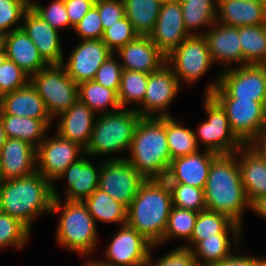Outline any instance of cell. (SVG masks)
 Segmentation results:
<instances>
[{
	"mask_svg": "<svg viewBox=\"0 0 266 266\" xmlns=\"http://www.w3.org/2000/svg\"><path fill=\"white\" fill-rule=\"evenodd\" d=\"M206 210L227 215L242 227L245 209H250L237 160V151L218 154L212 161L204 187Z\"/></svg>",
	"mask_w": 266,
	"mask_h": 266,
	"instance_id": "1",
	"label": "cell"
},
{
	"mask_svg": "<svg viewBox=\"0 0 266 266\" xmlns=\"http://www.w3.org/2000/svg\"><path fill=\"white\" fill-rule=\"evenodd\" d=\"M172 196L165 179H146L127 207L126 224L154 247L161 244L172 209Z\"/></svg>",
	"mask_w": 266,
	"mask_h": 266,
	"instance_id": "2",
	"label": "cell"
},
{
	"mask_svg": "<svg viewBox=\"0 0 266 266\" xmlns=\"http://www.w3.org/2000/svg\"><path fill=\"white\" fill-rule=\"evenodd\" d=\"M53 184L41 173L0 181V211L19 219L31 230L38 215L51 213Z\"/></svg>",
	"mask_w": 266,
	"mask_h": 266,
	"instance_id": "3",
	"label": "cell"
},
{
	"mask_svg": "<svg viewBox=\"0 0 266 266\" xmlns=\"http://www.w3.org/2000/svg\"><path fill=\"white\" fill-rule=\"evenodd\" d=\"M125 158L145 179H164L171 156L167 143L166 117H141Z\"/></svg>",
	"mask_w": 266,
	"mask_h": 266,
	"instance_id": "4",
	"label": "cell"
},
{
	"mask_svg": "<svg viewBox=\"0 0 266 266\" xmlns=\"http://www.w3.org/2000/svg\"><path fill=\"white\" fill-rule=\"evenodd\" d=\"M52 213H62L56 232V241L81 256L94 252L97 241L96 222L81 201H60L53 186ZM62 203V205H61ZM62 209V211H61Z\"/></svg>",
	"mask_w": 266,
	"mask_h": 266,
	"instance_id": "5",
	"label": "cell"
},
{
	"mask_svg": "<svg viewBox=\"0 0 266 266\" xmlns=\"http://www.w3.org/2000/svg\"><path fill=\"white\" fill-rule=\"evenodd\" d=\"M140 114L134 108L99 114L85 156L108 155L129 150Z\"/></svg>",
	"mask_w": 266,
	"mask_h": 266,
	"instance_id": "6",
	"label": "cell"
},
{
	"mask_svg": "<svg viewBox=\"0 0 266 266\" xmlns=\"http://www.w3.org/2000/svg\"><path fill=\"white\" fill-rule=\"evenodd\" d=\"M205 95L213 98L264 101L266 95V65L248 64L222 70L217 80L210 82Z\"/></svg>",
	"mask_w": 266,
	"mask_h": 266,
	"instance_id": "7",
	"label": "cell"
},
{
	"mask_svg": "<svg viewBox=\"0 0 266 266\" xmlns=\"http://www.w3.org/2000/svg\"><path fill=\"white\" fill-rule=\"evenodd\" d=\"M51 118L67 111L78 100V84L62 64H49L30 77Z\"/></svg>",
	"mask_w": 266,
	"mask_h": 266,
	"instance_id": "8",
	"label": "cell"
},
{
	"mask_svg": "<svg viewBox=\"0 0 266 266\" xmlns=\"http://www.w3.org/2000/svg\"><path fill=\"white\" fill-rule=\"evenodd\" d=\"M204 98L208 118L198 126V134L195 132L197 142L200 140L205 150L216 154L235 153L243 143L231 130L226 112L211 95Z\"/></svg>",
	"mask_w": 266,
	"mask_h": 266,
	"instance_id": "9",
	"label": "cell"
},
{
	"mask_svg": "<svg viewBox=\"0 0 266 266\" xmlns=\"http://www.w3.org/2000/svg\"><path fill=\"white\" fill-rule=\"evenodd\" d=\"M166 63L172 68L179 83L185 81L189 84L206 74L214 64L203 35L186 38L166 56Z\"/></svg>",
	"mask_w": 266,
	"mask_h": 266,
	"instance_id": "10",
	"label": "cell"
},
{
	"mask_svg": "<svg viewBox=\"0 0 266 266\" xmlns=\"http://www.w3.org/2000/svg\"><path fill=\"white\" fill-rule=\"evenodd\" d=\"M145 180L125 158L111 157L101 163L98 188L128 207Z\"/></svg>",
	"mask_w": 266,
	"mask_h": 266,
	"instance_id": "11",
	"label": "cell"
},
{
	"mask_svg": "<svg viewBox=\"0 0 266 266\" xmlns=\"http://www.w3.org/2000/svg\"><path fill=\"white\" fill-rule=\"evenodd\" d=\"M82 156H79L81 155ZM85 154V148L80 144L64 139L57 133L48 135L37 147V172L41 173L51 183L74 162Z\"/></svg>",
	"mask_w": 266,
	"mask_h": 266,
	"instance_id": "12",
	"label": "cell"
},
{
	"mask_svg": "<svg viewBox=\"0 0 266 266\" xmlns=\"http://www.w3.org/2000/svg\"><path fill=\"white\" fill-rule=\"evenodd\" d=\"M172 68L165 63L160 69L148 74L143 103L134 108L141 117H170L168 107L181 88Z\"/></svg>",
	"mask_w": 266,
	"mask_h": 266,
	"instance_id": "13",
	"label": "cell"
},
{
	"mask_svg": "<svg viewBox=\"0 0 266 266\" xmlns=\"http://www.w3.org/2000/svg\"><path fill=\"white\" fill-rule=\"evenodd\" d=\"M154 246L134 228L120 226L115 237L105 249V263L115 266H146Z\"/></svg>",
	"mask_w": 266,
	"mask_h": 266,
	"instance_id": "14",
	"label": "cell"
},
{
	"mask_svg": "<svg viewBox=\"0 0 266 266\" xmlns=\"http://www.w3.org/2000/svg\"><path fill=\"white\" fill-rule=\"evenodd\" d=\"M214 99L226 112L231 130L243 144L266 127V117L263 112L264 101L237 100L236 98Z\"/></svg>",
	"mask_w": 266,
	"mask_h": 266,
	"instance_id": "15",
	"label": "cell"
},
{
	"mask_svg": "<svg viewBox=\"0 0 266 266\" xmlns=\"http://www.w3.org/2000/svg\"><path fill=\"white\" fill-rule=\"evenodd\" d=\"M113 53L102 39L82 40L63 62L67 74L77 83L94 79L98 68Z\"/></svg>",
	"mask_w": 266,
	"mask_h": 266,
	"instance_id": "16",
	"label": "cell"
},
{
	"mask_svg": "<svg viewBox=\"0 0 266 266\" xmlns=\"http://www.w3.org/2000/svg\"><path fill=\"white\" fill-rule=\"evenodd\" d=\"M190 36L184 26L180 1L161 4L157 23L149 34L153 43L168 56Z\"/></svg>",
	"mask_w": 266,
	"mask_h": 266,
	"instance_id": "17",
	"label": "cell"
},
{
	"mask_svg": "<svg viewBox=\"0 0 266 266\" xmlns=\"http://www.w3.org/2000/svg\"><path fill=\"white\" fill-rule=\"evenodd\" d=\"M37 148L30 143L7 138L0 153V181L29 176L37 171Z\"/></svg>",
	"mask_w": 266,
	"mask_h": 266,
	"instance_id": "18",
	"label": "cell"
},
{
	"mask_svg": "<svg viewBox=\"0 0 266 266\" xmlns=\"http://www.w3.org/2000/svg\"><path fill=\"white\" fill-rule=\"evenodd\" d=\"M207 42L208 50L213 63L217 61L225 63L224 69L232 68L231 62L248 65L243 60V52L238 35V27L228 26L215 22L210 30L200 32Z\"/></svg>",
	"mask_w": 266,
	"mask_h": 266,
	"instance_id": "19",
	"label": "cell"
},
{
	"mask_svg": "<svg viewBox=\"0 0 266 266\" xmlns=\"http://www.w3.org/2000/svg\"><path fill=\"white\" fill-rule=\"evenodd\" d=\"M123 61V70L150 74L166 63V55L153 43L149 36H138L117 51Z\"/></svg>",
	"mask_w": 266,
	"mask_h": 266,
	"instance_id": "20",
	"label": "cell"
},
{
	"mask_svg": "<svg viewBox=\"0 0 266 266\" xmlns=\"http://www.w3.org/2000/svg\"><path fill=\"white\" fill-rule=\"evenodd\" d=\"M21 28L33 41L42 58L48 64H62L63 53L58 30L29 8L23 17Z\"/></svg>",
	"mask_w": 266,
	"mask_h": 266,
	"instance_id": "21",
	"label": "cell"
},
{
	"mask_svg": "<svg viewBox=\"0 0 266 266\" xmlns=\"http://www.w3.org/2000/svg\"><path fill=\"white\" fill-rule=\"evenodd\" d=\"M218 154L204 150L171 160L164 178L168 183H182L204 189L213 159Z\"/></svg>",
	"mask_w": 266,
	"mask_h": 266,
	"instance_id": "22",
	"label": "cell"
},
{
	"mask_svg": "<svg viewBox=\"0 0 266 266\" xmlns=\"http://www.w3.org/2000/svg\"><path fill=\"white\" fill-rule=\"evenodd\" d=\"M0 42L6 58L16 63L30 77L49 65L22 28L2 35Z\"/></svg>",
	"mask_w": 266,
	"mask_h": 266,
	"instance_id": "23",
	"label": "cell"
},
{
	"mask_svg": "<svg viewBox=\"0 0 266 266\" xmlns=\"http://www.w3.org/2000/svg\"><path fill=\"white\" fill-rule=\"evenodd\" d=\"M94 113L78 99L67 111L58 115L61 120H59L56 133L86 149L90 143L96 120Z\"/></svg>",
	"mask_w": 266,
	"mask_h": 266,
	"instance_id": "24",
	"label": "cell"
},
{
	"mask_svg": "<svg viewBox=\"0 0 266 266\" xmlns=\"http://www.w3.org/2000/svg\"><path fill=\"white\" fill-rule=\"evenodd\" d=\"M216 22L224 25L256 26L266 24V2L217 0Z\"/></svg>",
	"mask_w": 266,
	"mask_h": 266,
	"instance_id": "25",
	"label": "cell"
},
{
	"mask_svg": "<svg viewBox=\"0 0 266 266\" xmlns=\"http://www.w3.org/2000/svg\"><path fill=\"white\" fill-rule=\"evenodd\" d=\"M237 156L243 188L251 205L266 195V161L246 144L237 150Z\"/></svg>",
	"mask_w": 266,
	"mask_h": 266,
	"instance_id": "26",
	"label": "cell"
},
{
	"mask_svg": "<svg viewBox=\"0 0 266 266\" xmlns=\"http://www.w3.org/2000/svg\"><path fill=\"white\" fill-rule=\"evenodd\" d=\"M0 114L52 119L43 99L30 82L26 86L0 97Z\"/></svg>",
	"mask_w": 266,
	"mask_h": 266,
	"instance_id": "27",
	"label": "cell"
},
{
	"mask_svg": "<svg viewBox=\"0 0 266 266\" xmlns=\"http://www.w3.org/2000/svg\"><path fill=\"white\" fill-rule=\"evenodd\" d=\"M100 169L101 165L96 168L84 156L72 163L57 179L66 176L68 187L65 200L83 202L88 198L99 186Z\"/></svg>",
	"mask_w": 266,
	"mask_h": 266,
	"instance_id": "28",
	"label": "cell"
},
{
	"mask_svg": "<svg viewBox=\"0 0 266 266\" xmlns=\"http://www.w3.org/2000/svg\"><path fill=\"white\" fill-rule=\"evenodd\" d=\"M6 138H17L38 147L45 139L50 127L51 119H35L0 114ZM36 143V144H35Z\"/></svg>",
	"mask_w": 266,
	"mask_h": 266,
	"instance_id": "29",
	"label": "cell"
},
{
	"mask_svg": "<svg viewBox=\"0 0 266 266\" xmlns=\"http://www.w3.org/2000/svg\"><path fill=\"white\" fill-rule=\"evenodd\" d=\"M242 229L238 223H235L227 215L204 210L198 212L191 239L188 241L190 245L184 243L181 246L192 249L201 240L216 237V234L220 233H242Z\"/></svg>",
	"mask_w": 266,
	"mask_h": 266,
	"instance_id": "30",
	"label": "cell"
},
{
	"mask_svg": "<svg viewBox=\"0 0 266 266\" xmlns=\"http://www.w3.org/2000/svg\"><path fill=\"white\" fill-rule=\"evenodd\" d=\"M241 234L242 233L216 234V237H210L199 241L191 251L199 266H212L231 254L232 241H234V244H236L235 246H237L240 242ZM229 236H232L235 240L231 239Z\"/></svg>",
	"mask_w": 266,
	"mask_h": 266,
	"instance_id": "31",
	"label": "cell"
},
{
	"mask_svg": "<svg viewBox=\"0 0 266 266\" xmlns=\"http://www.w3.org/2000/svg\"><path fill=\"white\" fill-rule=\"evenodd\" d=\"M83 203L95 222H117L121 226L127 222V207L100 188H97Z\"/></svg>",
	"mask_w": 266,
	"mask_h": 266,
	"instance_id": "32",
	"label": "cell"
},
{
	"mask_svg": "<svg viewBox=\"0 0 266 266\" xmlns=\"http://www.w3.org/2000/svg\"><path fill=\"white\" fill-rule=\"evenodd\" d=\"M125 16L140 36H149L157 23L161 3L158 0H123Z\"/></svg>",
	"mask_w": 266,
	"mask_h": 266,
	"instance_id": "33",
	"label": "cell"
},
{
	"mask_svg": "<svg viewBox=\"0 0 266 266\" xmlns=\"http://www.w3.org/2000/svg\"><path fill=\"white\" fill-rule=\"evenodd\" d=\"M78 99L85 103L93 112L99 114L111 113L121 109L118 94L114 90L96 83L94 80L78 84ZM110 106L111 108L108 109Z\"/></svg>",
	"mask_w": 266,
	"mask_h": 266,
	"instance_id": "34",
	"label": "cell"
},
{
	"mask_svg": "<svg viewBox=\"0 0 266 266\" xmlns=\"http://www.w3.org/2000/svg\"><path fill=\"white\" fill-rule=\"evenodd\" d=\"M179 1L182 6L185 29L191 36L201 35L199 32H194L195 29L201 28L203 26L209 28L216 22L217 7L215 5H217V0Z\"/></svg>",
	"mask_w": 266,
	"mask_h": 266,
	"instance_id": "35",
	"label": "cell"
},
{
	"mask_svg": "<svg viewBox=\"0 0 266 266\" xmlns=\"http://www.w3.org/2000/svg\"><path fill=\"white\" fill-rule=\"evenodd\" d=\"M238 35L247 64L266 65V24L239 26Z\"/></svg>",
	"mask_w": 266,
	"mask_h": 266,
	"instance_id": "36",
	"label": "cell"
},
{
	"mask_svg": "<svg viewBox=\"0 0 266 266\" xmlns=\"http://www.w3.org/2000/svg\"><path fill=\"white\" fill-rule=\"evenodd\" d=\"M166 135L171 160L199 152L195 131L184 127L172 116L166 117Z\"/></svg>",
	"mask_w": 266,
	"mask_h": 266,
	"instance_id": "37",
	"label": "cell"
},
{
	"mask_svg": "<svg viewBox=\"0 0 266 266\" xmlns=\"http://www.w3.org/2000/svg\"><path fill=\"white\" fill-rule=\"evenodd\" d=\"M148 74L138 71L123 70L121 74V85L118 92V101L121 108L126 104L137 103L141 105L144 101Z\"/></svg>",
	"mask_w": 266,
	"mask_h": 266,
	"instance_id": "38",
	"label": "cell"
},
{
	"mask_svg": "<svg viewBox=\"0 0 266 266\" xmlns=\"http://www.w3.org/2000/svg\"><path fill=\"white\" fill-rule=\"evenodd\" d=\"M198 212L172 206L161 243L174 238L191 239Z\"/></svg>",
	"mask_w": 266,
	"mask_h": 266,
	"instance_id": "39",
	"label": "cell"
},
{
	"mask_svg": "<svg viewBox=\"0 0 266 266\" xmlns=\"http://www.w3.org/2000/svg\"><path fill=\"white\" fill-rule=\"evenodd\" d=\"M30 231L19 219L0 211V249L25 247Z\"/></svg>",
	"mask_w": 266,
	"mask_h": 266,
	"instance_id": "40",
	"label": "cell"
},
{
	"mask_svg": "<svg viewBox=\"0 0 266 266\" xmlns=\"http://www.w3.org/2000/svg\"><path fill=\"white\" fill-rule=\"evenodd\" d=\"M173 206L195 212L206 210L204 189L182 183H168Z\"/></svg>",
	"mask_w": 266,
	"mask_h": 266,
	"instance_id": "41",
	"label": "cell"
},
{
	"mask_svg": "<svg viewBox=\"0 0 266 266\" xmlns=\"http://www.w3.org/2000/svg\"><path fill=\"white\" fill-rule=\"evenodd\" d=\"M29 8L30 0H0V37L21 28V25H15L23 20Z\"/></svg>",
	"mask_w": 266,
	"mask_h": 266,
	"instance_id": "42",
	"label": "cell"
},
{
	"mask_svg": "<svg viewBox=\"0 0 266 266\" xmlns=\"http://www.w3.org/2000/svg\"><path fill=\"white\" fill-rule=\"evenodd\" d=\"M138 33L133 28L126 16L104 30L102 41L114 53L138 37Z\"/></svg>",
	"mask_w": 266,
	"mask_h": 266,
	"instance_id": "43",
	"label": "cell"
},
{
	"mask_svg": "<svg viewBox=\"0 0 266 266\" xmlns=\"http://www.w3.org/2000/svg\"><path fill=\"white\" fill-rule=\"evenodd\" d=\"M30 82V76L16 63L5 59L0 68V97L26 86Z\"/></svg>",
	"mask_w": 266,
	"mask_h": 266,
	"instance_id": "44",
	"label": "cell"
},
{
	"mask_svg": "<svg viewBox=\"0 0 266 266\" xmlns=\"http://www.w3.org/2000/svg\"><path fill=\"white\" fill-rule=\"evenodd\" d=\"M30 8L58 31L70 26L64 0H53V2L48 5L47 9L30 0Z\"/></svg>",
	"mask_w": 266,
	"mask_h": 266,
	"instance_id": "45",
	"label": "cell"
},
{
	"mask_svg": "<svg viewBox=\"0 0 266 266\" xmlns=\"http://www.w3.org/2000/svg\"><path fill=\"white\" fill-rule=\"evenodd\" d=\"M122 71L123 68L121 63H119L117 58H114L112 54L98 68L93 80L103 87L114 90L118 94L121 85Z\"/></svg>",
	"mask_w": 266,
	"mask_h": 266,
	"instance_id": "46",
	"label": "cell"
},
{
	"mask_svg": "<svg viewBox=\"0 0 266 266\" xmlns=\"http://www.w3.org/2000/svg\"><path fill=\"white\" fill-rule=\"evenodd\" d=\"M82 40L102 39L104 29L97 7L94 5L73 28Z\"/></svg>",
	"mask_w": 266,
	"mask_h": 266,
	"instance_id": "47",
	"label": "cell"
},
{
	"mask_svg": "<svg viewBox=\"0 0 266 266\" xmlns=\"http://www.w3.org/2000/svg\"><path fill=\"white\" fill-rule=\"evenodd\" d=\"M146 266H199V264L191 249L179 246L156 261H153L150 250Z\"/></svg>",
	"mask_w": 266,
	"mask_h": 266,
	"instance_id": "48",
	"label": "cell"
},
{
	"mask_svg": "<svg viewBox=\"0 0 266 266\" xmlns=\"http://www.w3.org/2000/svg\"><path fill=\"white\" fill-rule=\"evenodd\" d=\"M95 6L104 30L125 17L123 0H96Z\"/></svg>",
	"mask_w": 266,
	"mask_h": 266,
	"instance_id": "49",
	"label": "cell"
},
{
	"mask_svg": "<svg viewBox=\"0 0 266 266\" xmlns=\"http://www.w3.org/2000/svg\"><path fill=\"white\" fill-rule=\"evenodd\" d=\"M96 0H64L70 20V28H74L86 13L95 5Z\"/></svg>",
	"mask_w": 266,
	"mask_h": 266,
	"instance_id": "50",
	"label": "cell"
},
{
	"mask_svg": "<svg viewBox=\"0 0 266 266\" xmlns=\"http://www.w3.org/2000/svg\"><path fill=\"white\" fill-rule=\"evenodd\" d=\"M212 266H257V257L230 254Z\"/></svg>",
	"mask_w": 266,
	"mask_h": 266,
	"instance_id": "51",
	"label": "cell"
},
{
	"mask_svg": "<svg viewBox=\"0 0 266 266\" xmlns=\"http://www.w3.org/2000/svg\"><path fill=\"white\" fill-rule=\"evenodd\" d=\"M246 145L266 161V127L254 135Z\"/></svg>",
	"mask_w": 266,
	"mask_h": 266,
	"instance_id": "52",
	"label": "cell"
},
{
	"mask_svg": "<svg viewBox=\"0 0 266 266\" xmlns=\"http://www.w3.org/2000/svg\"><path fill=\"white\" fill-rule=\"evenodd\" d=\"M250 209L263 218H266V195L256 199L250 205Z\"/></svg>",
	"mask_w": 266,
	"mask_h": 266,
	"instance_id": "53",
	"label": "cell"
},
{
	"mask_svg": "<svg viewBox=\"0 0 266 266\" xmlns=\"http://www.w3.org/2000/svg\"><path fill=\"white\" fill-rule=\"evenodd\" d=\"M6 135H5V131H4V124L2 121V118L0 116V153H1V149L6 141Z\"/></svg>",
	"mask_w": 266,
	"mask_h": 266,
	"instance_id": "54",
	"label": "cell"
},
{
	"mask_svg": "<svg viewBox=\"0 0 266 266\" xmlns=\"http://www.w3.org/2000/svg\"><path fill=\"white\" fill-rule=\"evenodd\" d=\"M84 266H115L108 263H105L103 261H96V260H88V262L85 263Z\"/></svg>",
	"mask_w": 266,
	"mask_h": 266,
	"instance_id": "55",
	"label": "cell"
},
{
	"mask_svg": "<svg viewBox=\"0 0 266 266\" xmlns=\"http://www.w3.org/2000/svg\"><path fill=\"white\" fill-rule=\"evenodd\" d=\"M6 59V53L4 48L0 45V68L3 63V61Z\"/></svg>",
	"mask_w": 266,
	"mask_h": 266,
	"instance_id": "56",
	"label": "cell"
},
{
	"mask_svg": "<svg viewBox=\"0 0 266 266\" xmlns=\"http://www.w3.org/2000/svg\"><path fill=\"white\" fill-rule=\"evenodd\" d=\"M257 266H266V258L257 257Z\"/></svg>",
	"mask_w": 266,
	"mask_h": 266,
	"instance_id": "57",
	"label": "cell"
},
{
	"mask_svg": "<svg viewBox=\"0 0 266 266\" xmlns=\"http://www.w3.org/2000/svg\"><path fill=\"white\" fill-rule=\"evenodd\" d=\"M161 4H164V3H170V2H176V1H179V0H158Z\"/></svg>",
	"mask_w": 266,
	"mask_h": 266,
	"instance_id": "58",
	"label": "cell"
},
{
	"mask_svg": "<svg viewBox=\"0 0 266 266\" xmlns=\"http://www.w3.org/2000/svg\"><path fill=\"white\" fill-rule=\"evenodd\" d=\"M263 112H264V115L266 117V95H265V99H264V102H263Z\"/></svg>",
	"mask_w": 266,
	"mask_h": 266,
	"instance_id": "59",
	"label": "cell"
},
{
	"mask_svg": "<svg viewBox=\"0 0 266 266\" xmlns=\"http://www.w3.org/2000/svg\"><path fill=\"white\" fill-rule=\"evenodd\" d=\"M247 1L266 2V0H247Z\"/></svg>",
	"mask_w": 266,
	"mask_h": 266,
	"instance_id": "60",
	"label": "cell"
}]
</instances>
